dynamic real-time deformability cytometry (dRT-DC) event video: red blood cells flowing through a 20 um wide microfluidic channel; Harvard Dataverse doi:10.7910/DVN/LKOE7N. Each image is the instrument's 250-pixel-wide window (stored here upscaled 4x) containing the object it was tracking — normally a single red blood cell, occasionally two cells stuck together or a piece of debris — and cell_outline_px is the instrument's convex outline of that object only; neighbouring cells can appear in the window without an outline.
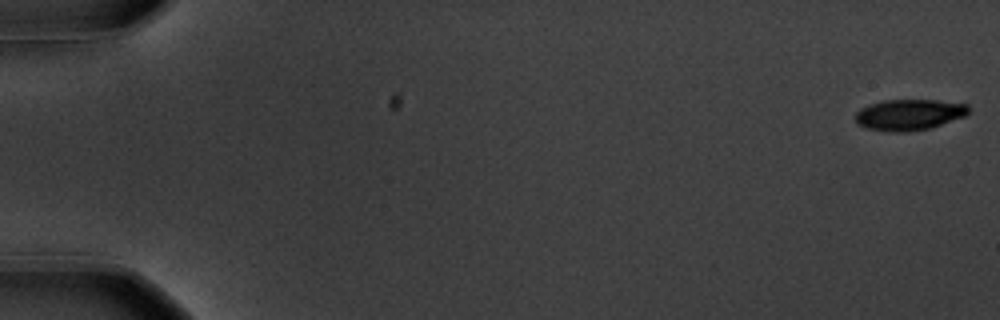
{"species": "common noctule bat (a hibernating species)", "species_latin": "Nyctalus noctula", "temperature_condition": "warm", "stored_images_in_passage": 58, "camera_frame_rate_fps": 3000, "um_per_image_px": 0.085, "animal": {"sex": "male", "body_mass_g": 20.1, "forearm_length_mm": 53.5}, "frame": {"image": 1, "passage_image": 1, "time_ms": 0.0, "image_size_px": [1000, 320], "cell_outline_px": [[968, 112], [964, 116], [928, 128], [904, 132], [892, 132], [868, 128], [856, 124], [856, 112], [860, 108], [868, 104], [884, 100], [936, 100], [968, 104]], "centroid_in_image_um": [77.23, 9.74], "position_along_channel_um": 7.8, "area_um2": 20.23}}
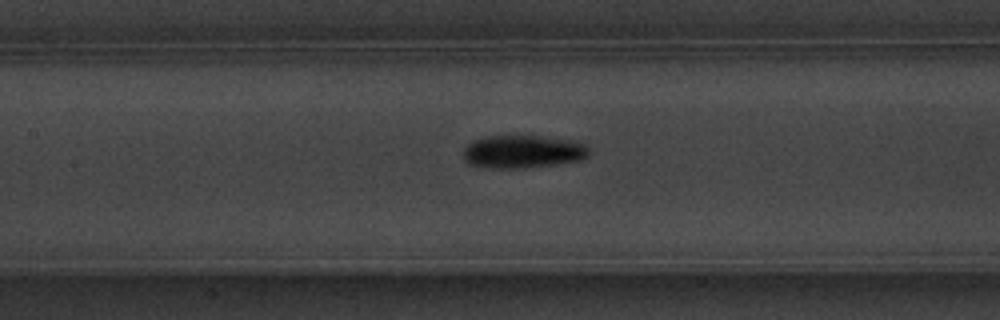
{"frame": {"image": 2, "passage_image": 28, "time_ms": 9.0, "image_size_px": [1000, 320], "cell_outline_px": [[588, 156], [580, 160], [552, 164], [516, 168], [492, 168], [468, 164], [464, 160], [464, 148], [472, 140], [484, 136], [540, 136], [572, 140], [588, 144]], "centroid_in_image_um": [44.42, 12.87], "position_along_channel_um": 163.0, "area_um2": 24.04}}
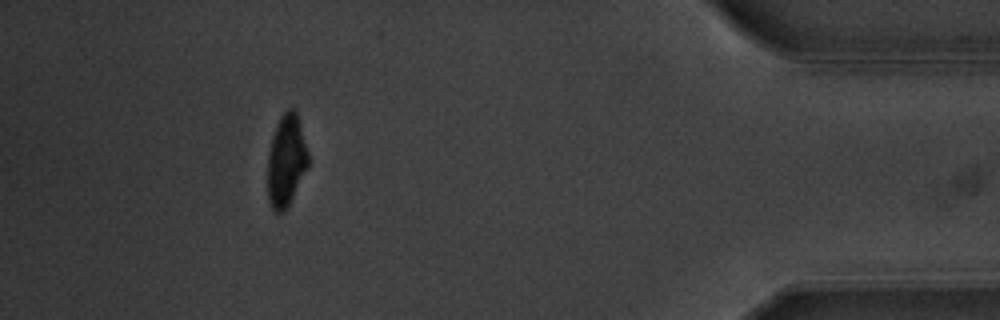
{"frame": {"image": 3, "passage_image": 53, "time_ms": 17.333, "image_size_px": [1000, 320], "cell_outline_px": [[308, 168], [288, 208], [284, 212], [276, 212], [272, 208], [268, 200], [268, 152], [272, 136], [276, 124], [280, 116], [288, 108], [292, 108], [296, 112], [308, 152]], "centroid_in_image_um": [24.33, 13.69], "position_along_channel_um": 410.9, "area_um2": 21.85}, "authors_computed_cell_mechanics": {"area_um2": 22.3397, "velocity_mm_per_s": 3.5721, "shape_relaxation_time_tau1_ms": 3.5002, "shape_relaxation_time_tau2_ms": 3.1659, "deformation_change_tau1": 0.1674, "deformation_change_tau2": 0.079}}